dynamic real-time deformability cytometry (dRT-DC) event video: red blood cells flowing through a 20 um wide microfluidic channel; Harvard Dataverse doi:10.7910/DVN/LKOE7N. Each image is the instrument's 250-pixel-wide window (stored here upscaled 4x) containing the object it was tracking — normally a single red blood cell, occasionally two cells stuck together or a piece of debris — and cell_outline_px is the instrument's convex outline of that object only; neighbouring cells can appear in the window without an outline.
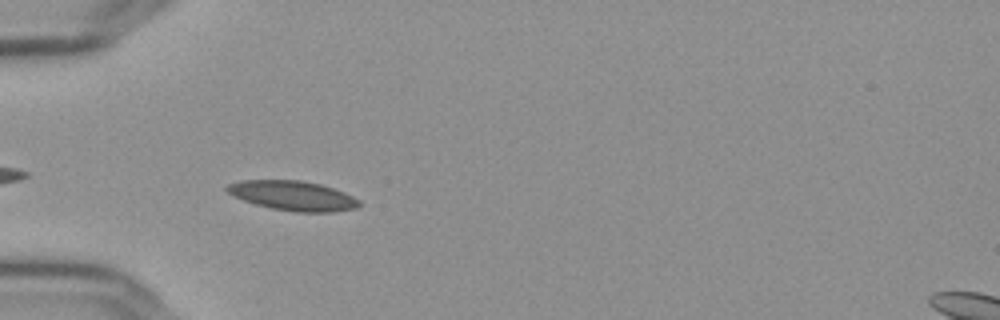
{"species": "Egyptian fruit bat (a non-hibernating species)", "species_latin": "Rousettus aegyptiacus", "temperature_condition": "cold", "stored_images_in_passage": 42, "camera_frame_rate_fps": 3000, "um_per_image_px": 0.085, "frame": {"image": 1, "passage_image": 4, "time_ms": 1.0, "image_size_px": [1000, 320], "cell_outline_px": [[360, 204], [356, 208], [336, 212], [296, 212], [272, 208], [256, 204], [232, 196], [224, 188], [228, 184], [240, 180], [300, 180], [320, 184], [344, 192], [360, 200]], "centroid_in_image_um": [24.89, 16.63], "position_along_channel_um": 60.1, "area_um2": 22.83}}
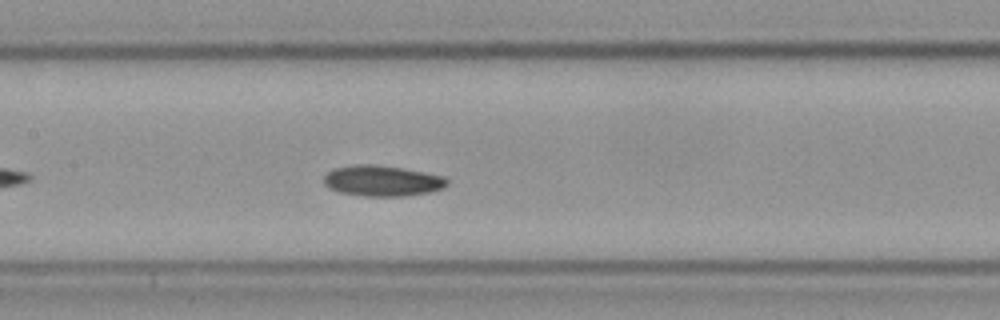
{"frame": {"image": 2, "passage_image": 14, "time_ms": 4.333, "image_size_px": [1000, 320], "cell_outline_px": [[448, 184], [444, 188], [428, 192], [404, 196], [364, 196], [340, 192], [328, 188], [324, 184], [324, 176], [332, 168], [352, 164], [372, 164], [400, 168], [444, 176], [448, 180]], "centroid_in_image_um": [32.45, 15.36], "position_along_channel_um": 174.9, "area_um2": 22.08}}
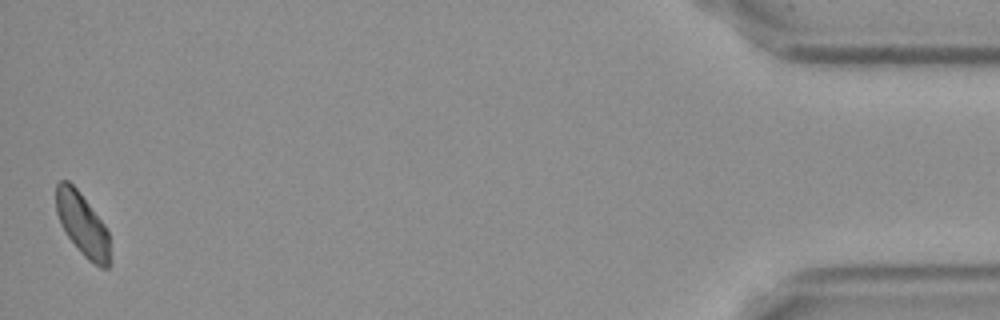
{"frame": {"image": 3, "passage_image": 42, "time_ms": 13.667, "image_size_px": [1000, 320], "cell_outline_px": [[112, 264], [108, 268], [100, 268], [88, 260], [80, 252], [68, 236], [60, 224], [56, 212], [56, 184], [60, 180], [68, 180], [76, 188], [104, 224], [108, 232]], "centroid_in_image_um": [7.03, 19.12], "position_along_channel_um": 428.2, "area_um2": 19.88}}